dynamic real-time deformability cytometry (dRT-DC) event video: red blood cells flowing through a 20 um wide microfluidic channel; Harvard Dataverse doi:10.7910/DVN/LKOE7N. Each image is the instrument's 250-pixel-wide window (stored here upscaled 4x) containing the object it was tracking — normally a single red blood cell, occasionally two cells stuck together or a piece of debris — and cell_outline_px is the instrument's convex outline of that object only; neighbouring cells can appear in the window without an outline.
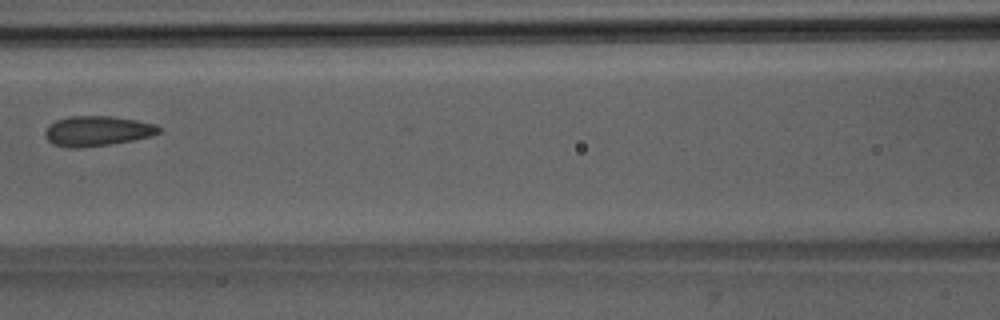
{"species": "Egyptian fruit bat (a non-hibernating species)", "species_latin": "Rousettus aegyptiacus", "temperature_condition": "room temperature", "stored_images_in_passage": 7, "camera_frame_rate_fps": 3000, "um_per_image_px": 0.085, "animal": {"sex": "male"}, "frame": {"image": 1, "passage_image": 6, "time_ms": 6.667, "image_size_px": [1000, 320], "cell_outline_px": [[160, 132], [152, 136], [132, 140], [108, 144], [80, 148], [68, 148], [52, 144], [44, 136], [44, 132], [56, 120], [68, 116], [112, 116], [136, 120], [156, 124], [160, 128]], "centroid_in_image_um": [8.26, 11.13], "position_along_channel_um": 158.3, "area_um2": 19.88}}